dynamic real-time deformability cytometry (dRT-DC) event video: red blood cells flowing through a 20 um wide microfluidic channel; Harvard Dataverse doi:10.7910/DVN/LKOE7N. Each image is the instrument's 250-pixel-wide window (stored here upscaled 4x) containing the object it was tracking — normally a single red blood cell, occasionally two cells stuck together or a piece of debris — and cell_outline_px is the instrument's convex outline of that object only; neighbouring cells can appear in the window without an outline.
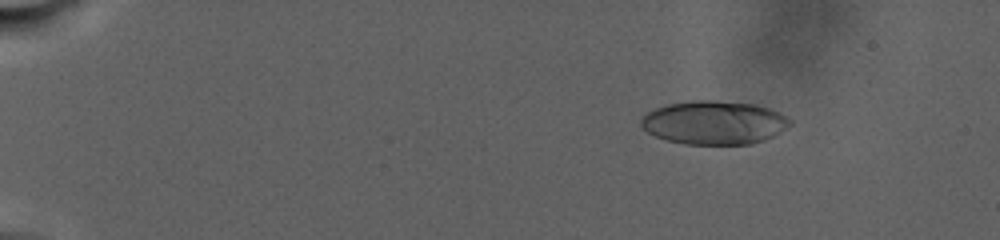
{"species": "human", "species_latin": "Homo sapiens", "temperature_condition": "warm", "stored_images_in_passage": 58, "camera_frame_rate_fps": 3000, "um_per_image_px": 0.085, "donor": {"sex": "male"}, "frame": {"image": 1, "passage_image": 7, "time_ms": 4.667, "image_size_px": [1000, 240], "cell_outline_px": [[792, 124], [780, 132], [764, 140], [752, 144], [684, 144], [668, 140], [656, 136], [648, 132], [640, 124], [640, 120], [648, 112], [656, 108], [668, 104], [692, 100], [716, 100], [752, 104], [768, 108], [792, 120]], "centroid_in_image_um": [60.7, 10.42], "position_along_channel_um": 24.3, "area_um2": 37.57}}
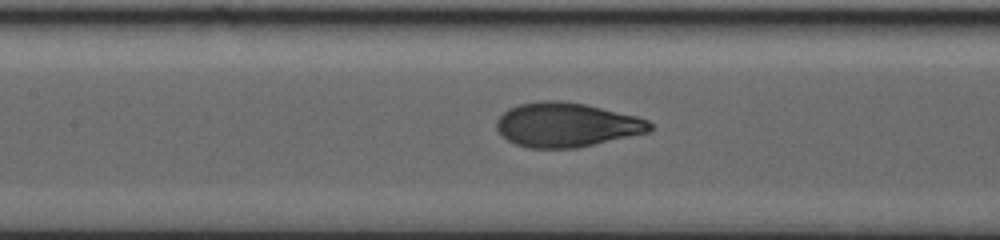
{"frame": {"image": 2, "passage_image": 36, "time_ms": 16.333, "image_size_px": [1000, 240], "cell_outline_px": [[652, 128], [648, 132], [576, 148], [528, 148], [516, 144], [508, 140], [496, 128], [496, 120], [508, 108], [520, 104], [540, 100], [560, 100], [584, 104], [636, 116], [648, 120], [652, 124]], "centroid_in_image_um": [48.13, 10.6], "position_along_channel_um": 159.3, "area_um2": 39.36}}
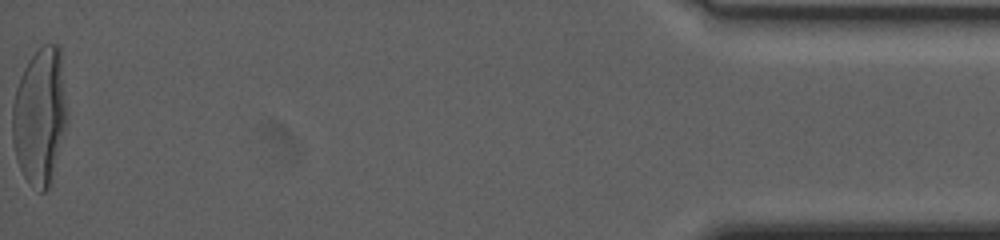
{"frame": {"image": 3, "passage_image": 58, "time_ms": 32.0, "image_size_px": [1000, 240], "cell_outline_px": [[68, 120], [52, 184], [44, 192], [40, 192], [24, 176], [16, 160], [12, 140], [12, 104], [16, 88], [20, 76], [28, 60], [44, 44], [60, 44], [68, 112]], "centroid_in_image_um": [3.42, 9.88], "position_along_channel_um": 431.8, "area_um2": 44.62}, "authors_computed_cell_mechanics": {"area_um2": 38.726, "velocity_mm_per_s": 2.2556, "shape_relaxation_time_tau1_ms": 8.0675, "shape_relaxation_time_tau2_ms": null, "deformation_change_tau1": 0.2702, "deformation_change_tau2": null}}